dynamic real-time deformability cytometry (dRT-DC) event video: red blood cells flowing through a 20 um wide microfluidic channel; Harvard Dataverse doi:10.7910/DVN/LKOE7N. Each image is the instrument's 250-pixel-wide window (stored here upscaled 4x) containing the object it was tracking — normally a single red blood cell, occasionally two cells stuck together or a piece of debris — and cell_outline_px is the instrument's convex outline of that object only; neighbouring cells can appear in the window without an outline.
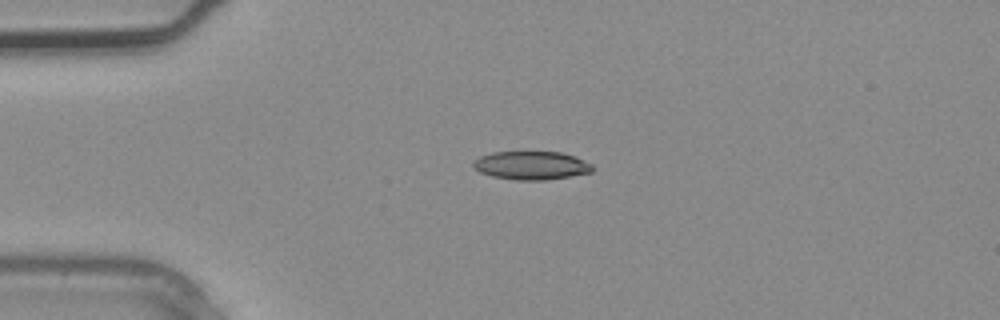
{"species": "common noctule bat (a hibernating species)", "species_latin": "Nyctalus noctula", "temperature_condition": "warm", "stored_images_in_passage": 1, "camera_frame_rate_fps": 3000, "um_per_image_px": 0.085, "animal": {"sex": "male", "body_mass_g": 20.4}, "frame": {"image": 1, "passage_image": 1, "time_ms": 0.0, "image_size_px": [1000, 320], "cell_outline_px": [[596, 168], [592, 172], [544, 180], [516, 180], [492, 176], [480, 172], [472, 164], [472, 160], [480, 156], [492, 152], [560, 152], [576, 156], [592, 164]], "centroid_in_image_um": [45.18, 14.05], "position_along_channel_um": 39.8, "area_um2": 19.77}}